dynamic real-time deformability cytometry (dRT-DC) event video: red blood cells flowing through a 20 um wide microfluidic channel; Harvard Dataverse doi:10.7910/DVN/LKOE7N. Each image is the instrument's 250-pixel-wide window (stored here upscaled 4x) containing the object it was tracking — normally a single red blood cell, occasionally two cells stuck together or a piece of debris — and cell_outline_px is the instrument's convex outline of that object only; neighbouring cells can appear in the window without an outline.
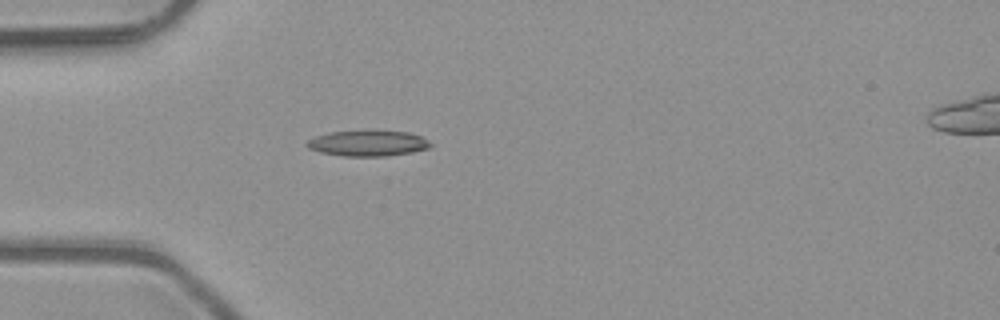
{"species": "common noctule bat (a hibernating species)", "species_latin": "Nyctalus noctula", "temperature_condition": "room temperature", "stored_images_in_passage": 3, "camera_frame_rate_fps": 3000, "um_per_image_px": 0.085, "animal": {"sex": "male", "body_mass_g": 23.1, "forearm_length_mm": 52.7}, "frame": {"image": 1, "passage_image": 3, "time_ms": 0.667, "image_size_px": [1000, 320], "cell_outline_px": [[432, 144], [428, 148], [412, 152], [384, 156], [344, 156], [320, 152], [308, 148], [304, 144], [308, 140], [316, 136], [332, 132], [364, 128], [376, 128], [408, 132], [420, 136], [428, 140]], "centroid_in_image_um": [31.27, 12.13], "position_along_channel_um": 53.7, "area_um2": 19.25}}